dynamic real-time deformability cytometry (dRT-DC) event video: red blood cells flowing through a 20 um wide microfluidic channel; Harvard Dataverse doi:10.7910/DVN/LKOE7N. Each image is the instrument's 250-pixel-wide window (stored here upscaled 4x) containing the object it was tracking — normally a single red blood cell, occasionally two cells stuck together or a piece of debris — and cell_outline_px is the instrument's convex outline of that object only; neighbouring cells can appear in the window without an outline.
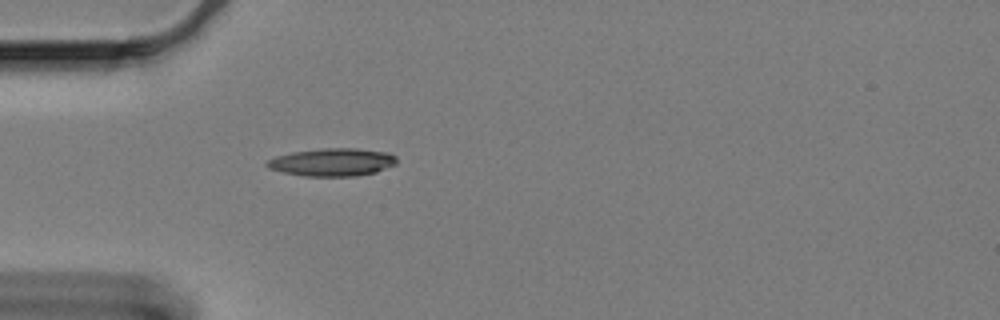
{"species": "Egyptian fruit bat (a non-hibernating species)", "species_latin": "Rousettus aegyptiacus", "temperature_condition": "cold", "stored_images_in_passage": 44, "camera_frame_rate_fps": 3000, "um_per_image_px": 0.085, "animal": {"sex": "female"}, "frame": {"image": 1, "passage_image": 1, "time_ms": 0.0, "image_size_px": [1000, 320], "cell_outline_px": [[396, 164], [376, 172], [356, 176], [304, 176], [284, 172], [268, 168], [264, 164], [268, 160], [276, 156], [292, 152], [324, 148], [356, 148], [388, 152], [396, 156]], "centroid_in_image_um": [28.26, 13.78], "position_along_channel_um": 56.7, "area_um2": 21.04}}
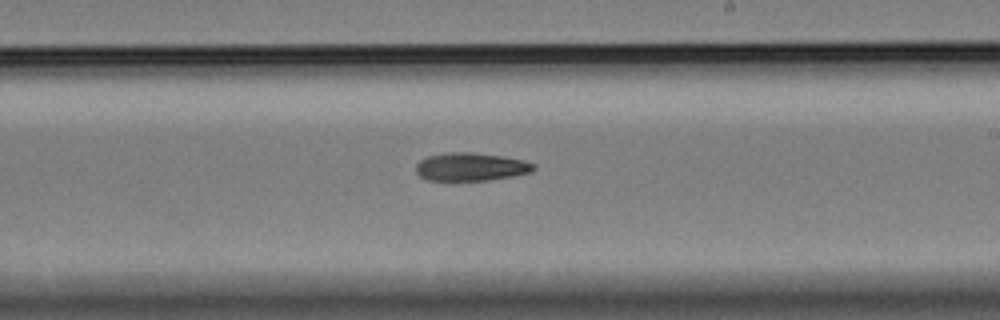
{"frame": {"image": 2, "passage_image": 19, "time_ms": 6.0, "image_size_px": [1000, 320], "cell_outline_px": [[536, 168], [532, 172], [512, 176], [488, 180], [428, 180], [420, 176], [416, 172], [416, 164], [420, 160], [428, 156], [448, 152], [472, 152], [504, 156], [524, 160], [536, 164]], "centroid_in_image_um": [40.05, 14.17], "position_along_channel_um": 248.9, "area_um2": 19.36}}
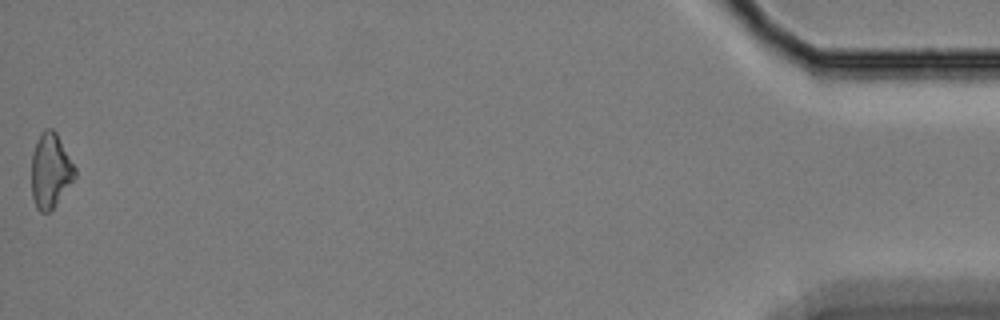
{"frame": {"image": 3, "passage_image": 44, "time_ms": 14.333, "image_size_px": [1000, 320], "cell_outline_px": [[76, 176], [56, 204], [48, 212], [40, 212], [36, 208], [32, 196], [32, 152], [40, 132], [44, 128], [52, 128], [56, 132], [76, 168]], "centroid_in_image_um": [4.28, 14.48], "position_along_channel_um": 430.9, "area_um2": 18.84}}